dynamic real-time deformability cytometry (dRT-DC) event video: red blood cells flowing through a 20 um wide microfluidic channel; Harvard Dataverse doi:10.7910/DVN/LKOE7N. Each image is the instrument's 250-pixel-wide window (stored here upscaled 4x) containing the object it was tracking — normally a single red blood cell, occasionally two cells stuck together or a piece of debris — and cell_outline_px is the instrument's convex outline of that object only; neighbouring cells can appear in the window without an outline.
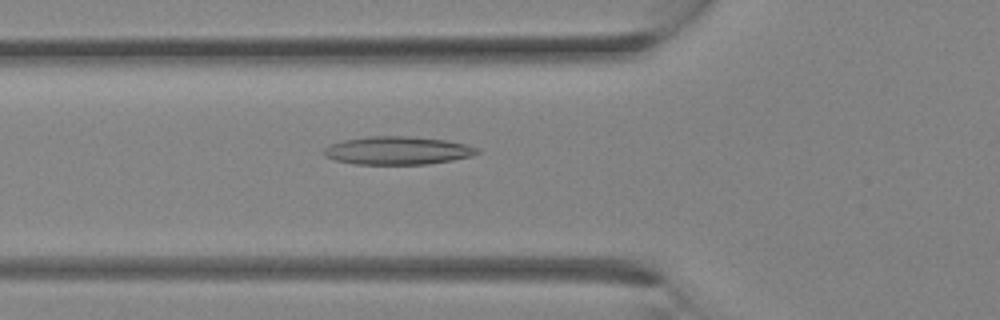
{"species": "Egyptian fruit bat (a non-hibernating species)", "species_latin": "Rousettus aegyptiacus", "temperature_condition": "room temperature", "stored_images_in_passage": 33, "camera_frame_rate_fps": 3000, "um_per_image_px": 0.085, "animal": {"sex": "female"}, "frame": {"image": 1, "passage_image": 12, "time_ms": 3.667, "image_size_px": [1000, 320], "cell_outline_px": [[480, 152], [472, 156], [452, 160], [428, 164], [352, 164], [336, 160], [324, 156], [324, 148], [328, 144], [344, 140], [368, 136], [408, 136], [448, 140], [480, 148]], "centroid_in_image_um": [33.8, 12.79], "position_along_channel_um": 92.0, "area_um2": 25.26}}
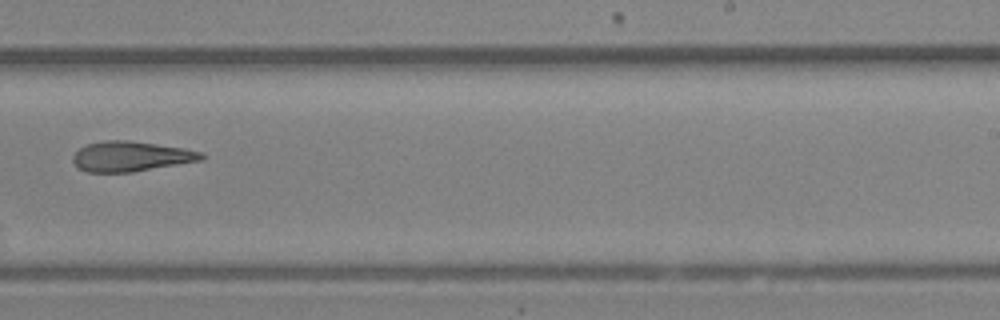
{"frame": {"image": 2, "passage_image": 21, "time_ms": 6.667, "image_size_px": [1000, 320], "cell_outline_px": [[204, 160], [132, 172], [88, 172], [80, 168], [72, 160], [72, 156], [80, 148], [88, 144], [104, 140], [128, 140], [184, 148], [204, 152]], "centroid_in_image_um": [11.17, 13.29], "position_along_channel_um": 277.8, "area_um2": 22.48}}
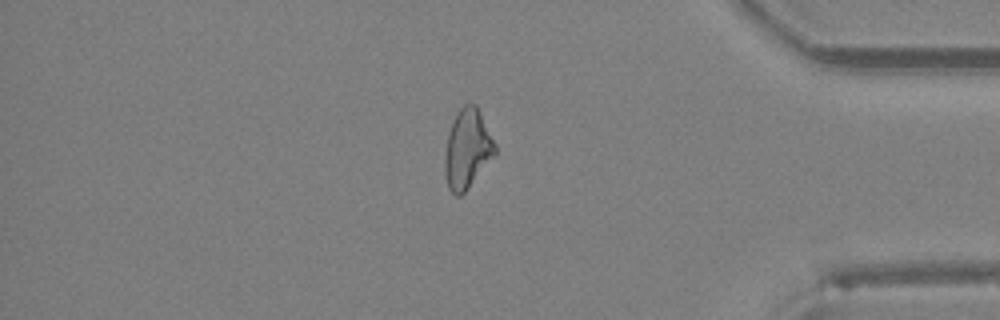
{"frame": {"image": 3, "passage_image": 28, "time_ms": 9.0, "image_size_px": [1000, 320], "cell_outline_px": [[496, 152], [468, 188], [460, 196], [456, 196], [448, 188], [444, 172], [444, 152], [448, 132], [452, 120], [460, 108], [464, 104], [476, 104], [496, 144]], "centroid_in_image_um": [39.69, 12.65], "position_along_channel_um": 395.5, "area_um2": 23.12}}